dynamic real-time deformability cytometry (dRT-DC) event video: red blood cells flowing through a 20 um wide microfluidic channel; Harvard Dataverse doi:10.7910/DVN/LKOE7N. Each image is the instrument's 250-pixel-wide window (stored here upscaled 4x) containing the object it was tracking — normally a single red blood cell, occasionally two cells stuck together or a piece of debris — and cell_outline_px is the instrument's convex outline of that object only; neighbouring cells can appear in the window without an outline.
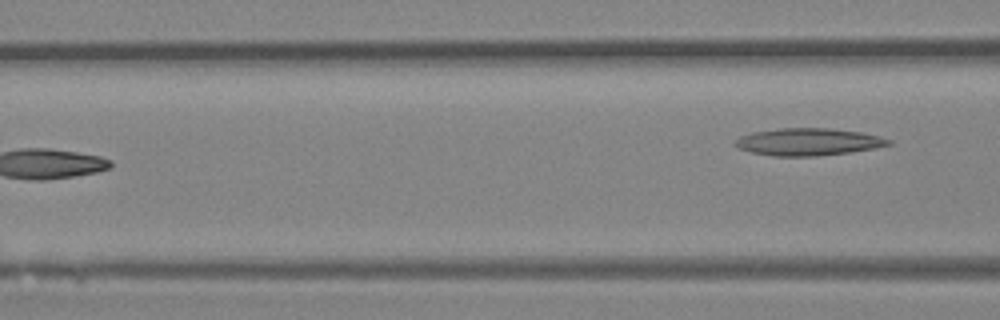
{"species": "Egyptian fruit bat (a non-hibernating species)", "species_latin": "Rousettus aegyptiacus", "temperature_condition": "room temperature", "stored_images_in_passage": 6, "camera_frame_rate_fps": 3000, "um_per_image_px": 0.085, "animal": {"sex": "female"}, "frame": {"image": 1, "passage_image": 6, "time_ms": 6.667, "image_size_px": [1000, 320], "cell_outline_px": [[892, 144], [876, 148], [852, 152], [816, 156], [772, 156], [752, 152], [740, 148], [732, 144], [740, 136], [752, 132], [780, 128], [828, 128], [860, 132], [880, 136], [892, 140]], "centroid_in_image_um": [68.73, 12.06], "position_along_channel_um": 97.9, "area_um2": 24.45}}